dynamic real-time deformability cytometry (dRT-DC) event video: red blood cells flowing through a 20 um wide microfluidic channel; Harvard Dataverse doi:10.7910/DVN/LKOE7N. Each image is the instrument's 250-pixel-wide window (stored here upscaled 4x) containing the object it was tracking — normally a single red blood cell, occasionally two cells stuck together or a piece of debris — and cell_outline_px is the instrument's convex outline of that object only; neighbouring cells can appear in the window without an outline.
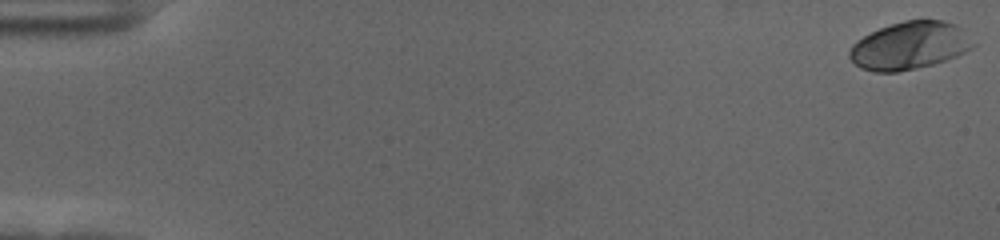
{"species": "human", "species_latin": "Homo sapiens", "temperature_condition": "cold", "stored_images_in_passage": 58, "camera_frame_rate_fps": 3000, "um_per_image_px": 0.085, "donor": {"sex": "female"}, "frame": {"image": 1, "passage_image": 1, "time_ms": 0.0, "image_size_px": [1000, 240], "cell_outline_px": [[976, 44], [972, 48], [956, 56], [932, 64], [916, 68], [896, 72], [872, 72], [860, 68], [848, 56], [848, 52], [852, 44], [856, 40], [880, 28], [904, 20], [944, 20], [956, 24]], "centroid_in_image_um": [77.29, 3.88], "position_along_channel_um": 7.7, "area_um2": 34.16}}
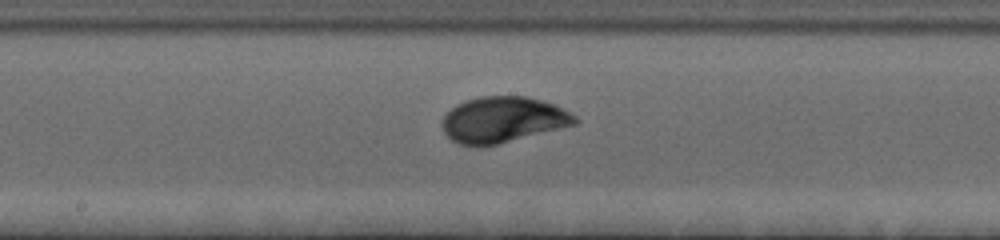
{"frame": {"image": 2, "passage_image": 32, "time_ms": 10.333, "image_size_px": [1000, 240], "cell_outline_px": [[580, 120], [576, 124], [496, 144], [456, 144], [444, 132], [444, 116], [456, 104], [464, 100], [480, 96], [524, 96], [540, 100], [552, 104], [576, 116]], "centroid_in_image_um": [42.74, 10.15], "position_along_channel_um": 205.5, "area_um2": 34.62}}
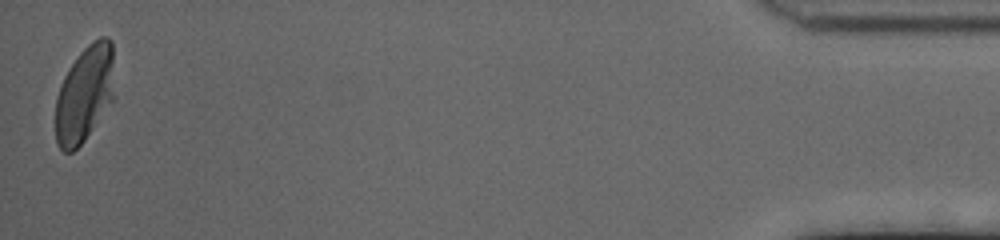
{"frame": {"image": 3, "passage_image": 58, "time_ms": 19.0, "image_size_px": [1000, 240], "cell_outline_px": [[112, 100], [84, 140], [72, 152], [64, 152], [56, 144], [56, 96], [60, 84], [68, 68], [80, 52], [92, 40], [100, 36], [108, 36], [112, 40]], "centroid_in_image_um": [7.15, 7.95], "position_along_channel_um": 428.0, "area_um2": 32.71}, "authors_computed_cell_mechanics": {"area_um2": 33.8708, "velocity_mm_per_s": 3.5227, "shape_relaxation_time_tau1_ms": 2.4794, "shape_relaxation_time_tau2_ms": null, "deformation_change_tau1": 0.146, "deformation_change_tau2": null}}